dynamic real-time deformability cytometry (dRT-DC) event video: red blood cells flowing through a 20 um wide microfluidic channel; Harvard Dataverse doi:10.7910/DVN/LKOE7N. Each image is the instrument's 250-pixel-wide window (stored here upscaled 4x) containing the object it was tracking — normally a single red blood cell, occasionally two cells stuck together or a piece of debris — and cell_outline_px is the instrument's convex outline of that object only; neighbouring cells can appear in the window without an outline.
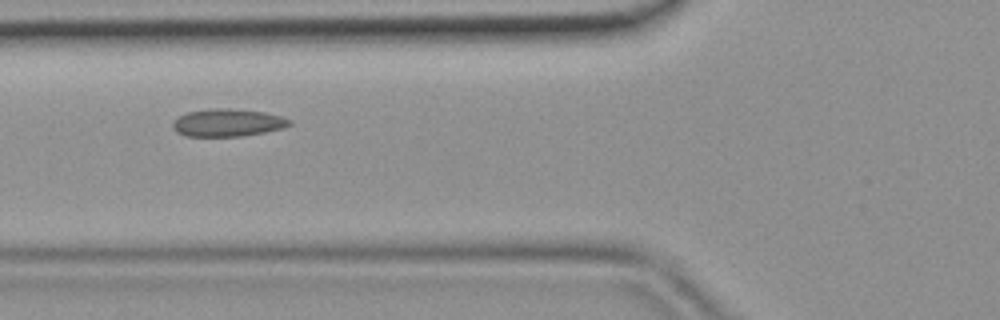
{"species": "common noctule bat (a hibernating species)", "species_latin": "Nyctalus noctula", "temperature_condition": "room temperature", "stored_images_in_passage": 41, "camera_frame_rate_fps": 3000, "um_per_image_px": 0.085, "animal": {"sex": "female", "body_mass_g": 19.9}, "frame": {"image": 1, "passage_image": 13, "time_ms": 4.0, "image_size_px": [1000, 320], "cell_outline_px": [[292, 124], [280, 128], [264, 132], [244, 136], [184, 136], [176, 132], [172, 128], [172, 124], [180, 116], [188, 112], [208, 108], [228, 108], [264, 112], [280, 116], [292, 120]], "centroid_in_image_um": [19.33, 10.43], "position_along_channel_um": 106.5, "area_um2": 18.73}}
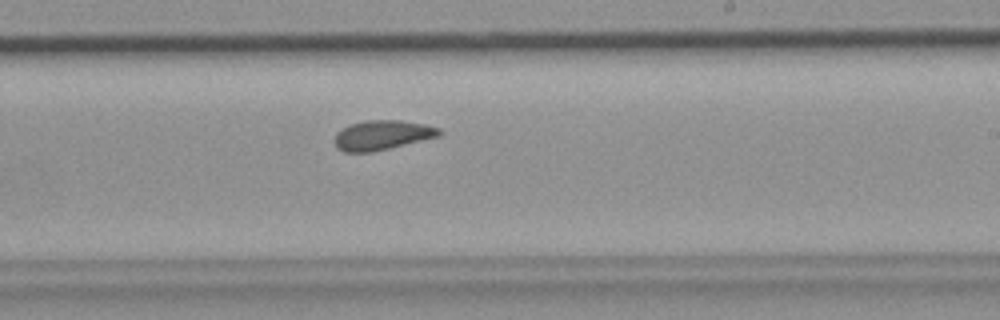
{"frame": {"image": 2, "passage_image": 23, "time_ms": 7.333, "image_size_px": [1000, 320], "cell_outline_px": [[440, 136], [372, 152], [344, 152], [336, 148], [332, 140], [336, 132], [348, 124], [368, 120], [400, 120], [424, 124], [440, 128]], "centroid_in_image_um": [32.42, 11.48], "position_along_channel_um": 256.6, "area_um2": 18.21}}
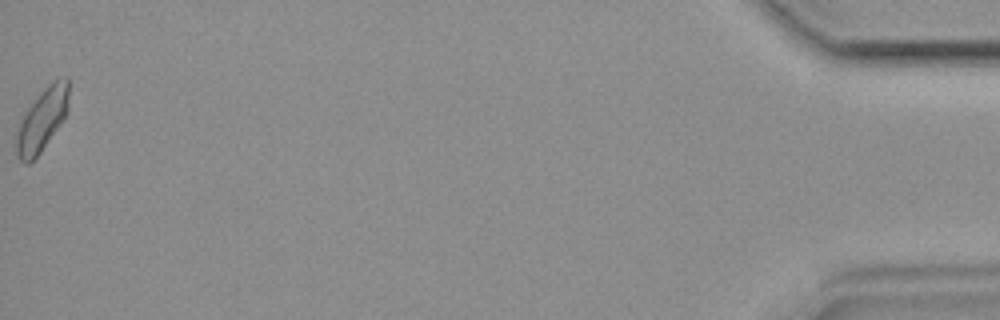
{"frame": {"image": 3, "passage_image": 41, "time_ms": 13.333, "image_size_px": [1000, 320], "cell_outline_px": [[68, 112], [60, 124], [40, 152], [28, 164], [20, 160], [16, 156], [16, 136], [20, 120], [24, 112], [40, 92], [52, 80], [68, 80]], "centroid_in_image_um": [3.55, 10.19], "position_along_channel_um": 431.6, "area_um2": 18.84}}